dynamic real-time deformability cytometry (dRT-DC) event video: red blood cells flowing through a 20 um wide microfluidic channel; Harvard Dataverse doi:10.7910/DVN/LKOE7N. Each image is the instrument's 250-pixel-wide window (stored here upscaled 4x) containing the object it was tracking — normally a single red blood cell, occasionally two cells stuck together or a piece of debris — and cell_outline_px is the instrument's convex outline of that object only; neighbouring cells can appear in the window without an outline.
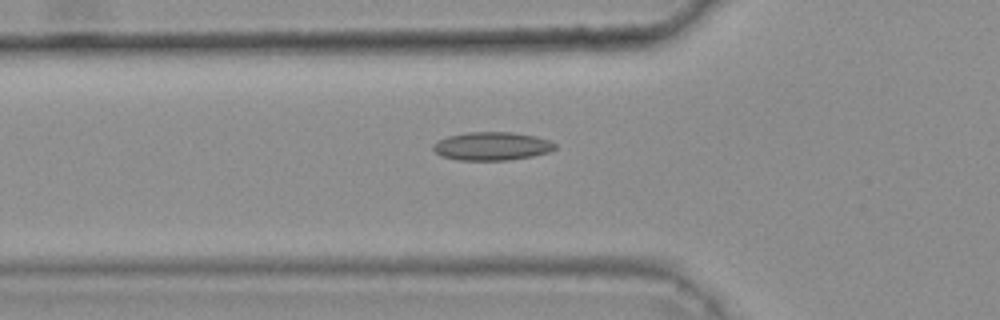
{"species": "common noctule bat (a hibernating species)", "species_latin": "Nyctalus noctula", "temperature_condition": "warm", "stored_images_in_passage": 35, "camera_frame_rate_fps": 3000, "um_per_image_px": 0.085, "animal": {"sex": "female", "body_mass_g": 25.1}, "frame": {"image": 1, "passage_image": 6, "time_ms": 1.667, "image_size_px": [1000, 320], "cell_outline_px": [[556, 148], [548, 152], [532, 156], [508, 160], [460, 160], [440, 156], [432, 148], [432, 144], [448, 136], [468, 132], [512, 132], [536, 136], [548, 140], [556, 144]], "centroid_in_image_um": [41.8, 12.42], "position_along_channel_um": 84.0, "area_um2": 20.06}}
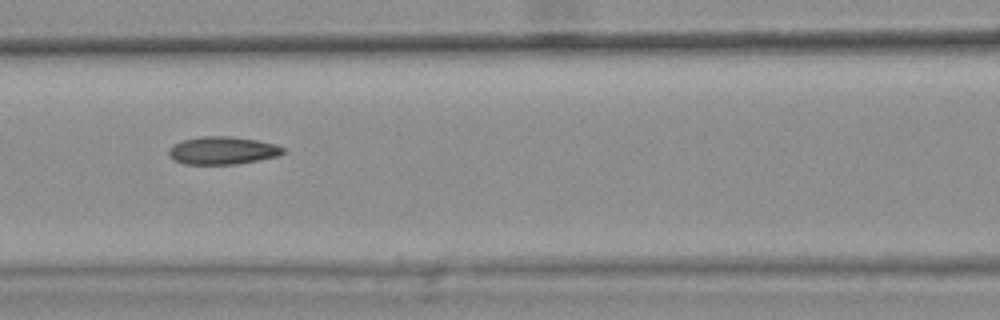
{"frame": {"image": 2, "passage_image": 11, "time_ms": 3.333, "image_size_px": [1000, 320], "cell_outline_px": [[284, 152], [280, 156], [260, 160], [236, 164], [184, 164], [172, 160], [168, 156], [168, 148], [172, 144], [180, 140], [200, 136], [232, 136], [256, 140], [276, 144], [284, 148]], "centroid_in_image_um": [18.87, 12.79], "position_along_channel_um": 147.7, "area_um2": 18.9}, "authors_computed_cell_mechanics": {"area_um2": 18.2648, "velocity_mm_per_s": 3.7895, "shape_relaxation_time_tau1_ms": null, "shape_relaxation_time_tau2_ms": 2.6284, "deformation_change_tau1": null, "deformation_change_tau2": 0.0939}}